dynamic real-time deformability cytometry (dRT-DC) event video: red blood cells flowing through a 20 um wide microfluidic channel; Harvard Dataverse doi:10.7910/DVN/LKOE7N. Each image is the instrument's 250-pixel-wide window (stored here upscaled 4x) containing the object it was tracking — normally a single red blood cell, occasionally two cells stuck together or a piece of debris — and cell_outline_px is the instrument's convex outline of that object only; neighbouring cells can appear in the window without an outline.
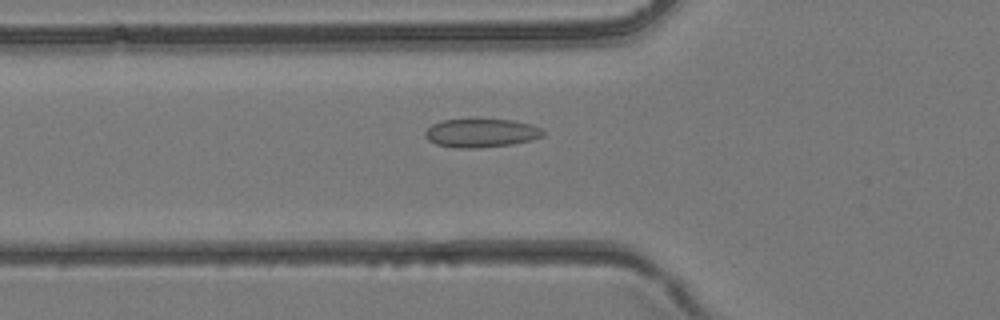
{"species": "common noctule bat (a hibernating species)", "species_latin": "Nyctalus noctula", "temperature_condition": "room temperature", "stored_images_in_passage": 42, "camera_frame_rate_fps": 3000, "um_per_image_px": 0.085, "animal": {"sex": "female", "body_mass_g": 24.6, "forearm_length_mm": 56.2}, "frame": {"image": 1, "passage_image": 15, "time_ms": 4.667, "image_size_px": [1000, 320], "cell_outline_px": [[544, 136], [532, 140], [512, 144], [476, 148], [456, 148], [436, 144], [428, 140], [424, 136], [424, 132], [432, 124], [440, 120], [512, 120], [532, 124], [540, 128], [544, 132]], "centroid_in_image_um": [40.89, 11.31], "position_along_channel_um": 84.9, "area_um2": 19.59}}
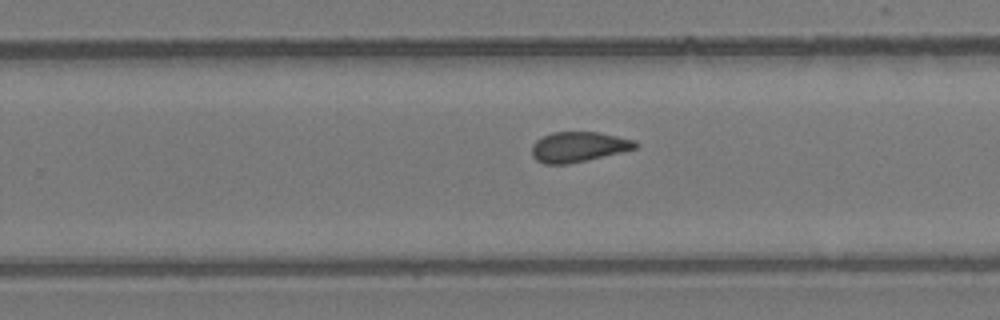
{"frame": {"image": 2, "passage_image": 27, "time_ms": 8.667, "image_size_px": [1000, 320], "cell_outline_px": [[640, 144], [636, 148], [620, 152], [568, 164], [544, 164], [536, 160], [532, 156], [532, 144], [536, 140], [552, 132], [596, 132], [636, 140]], "centroid_in_image_um": [49.15, 12.48], "position_along_channel_um": 280.6, "area_um2": 18.09}}
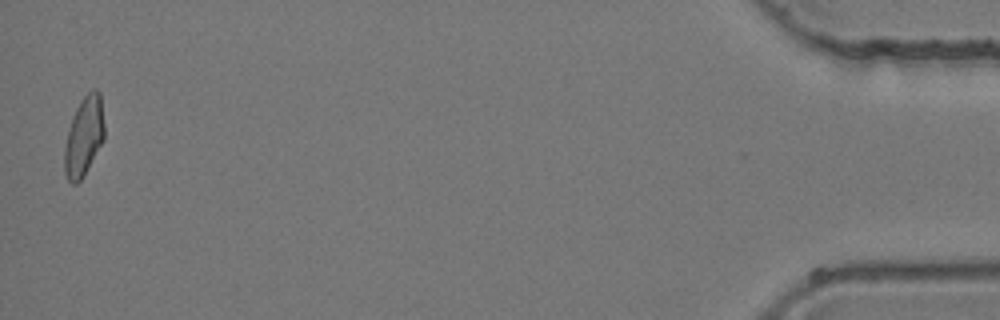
{"frame": {"image": 3, "passage_image": 42, "time_ms": 13.667, "image_size_px": [1000, 320], "cell_outline_px": [[104, 140], [80, 180], [76, 184], [72, 184], [68, 180], [64, 172], [64, 148], [72, 116], [80, 100], [92, 88], [96, 88], [100, 92], [104, 124]], "centroid_in_image_um": [7.13, 11.56], "position_along_channel_um": 428.1, "area_um2": 18.38}}